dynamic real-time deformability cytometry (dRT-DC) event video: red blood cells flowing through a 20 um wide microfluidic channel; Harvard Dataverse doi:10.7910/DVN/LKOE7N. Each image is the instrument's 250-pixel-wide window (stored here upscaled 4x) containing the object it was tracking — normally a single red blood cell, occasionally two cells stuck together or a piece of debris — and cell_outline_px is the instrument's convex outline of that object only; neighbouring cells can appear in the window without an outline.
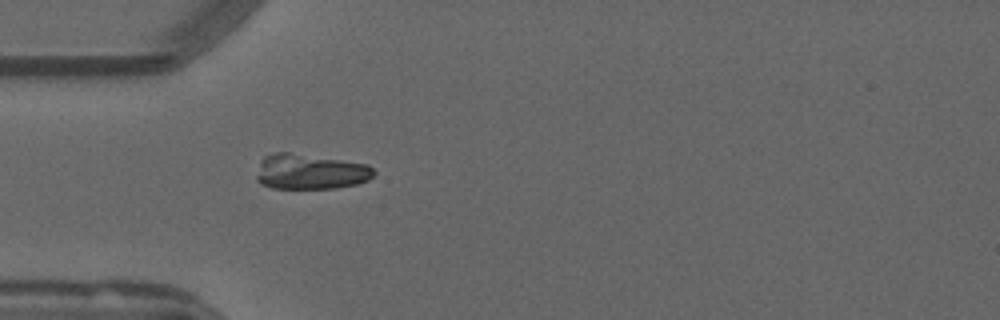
{"species": "common noctule bat (a hibernating species)", "species_latin": "Nyctalus noctula", "temperature_condition": "warm", "stored_images_in_passage": 17, "camera_frame_rate_fps": 3000, "um_per_image_px": 0.085, "animal": {"sex": "male", "forearm_length_mm": 52.5}, "frame": {"image": 1, "passage_image": 1, "time_ms": 0.0, "image_size_px": [1000, 320], "cell_outline_px": [[376, 172], [368, 180], [356, 184], [336, 188], [272, 188], [260, 184], [256, 180], [256, 176], [260, 164], [264, 156], [276, 152], [288, 152], [368, 164]], "centroid_in_image_um": [26.36, 14.6], "position_along_channel_um": 58.6, "area_um2": 24.04}}
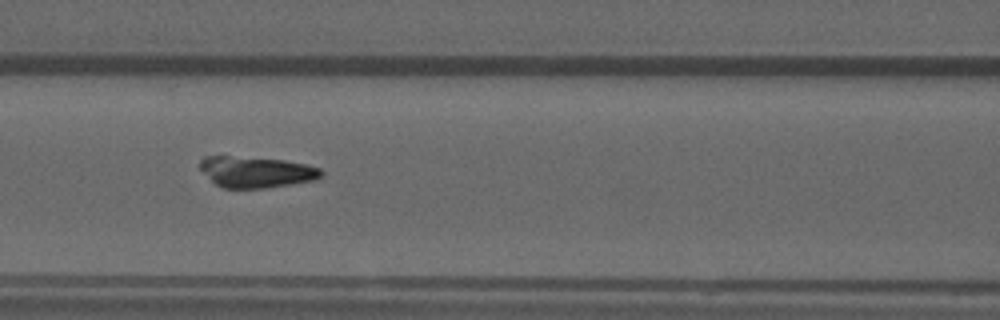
{"frame": {"image": 2, "passage_image": 8, "time_ms": 2.333, "image_size_px": [1000, 320], "cell_outline_px": [[324, 176], [316, 180], [292, 184], [264, 188], [220, 188], [200, 168], [200, 160], [204, 156], [228, 156], [284, 160], [304, 164], [320, 168], [324, 172]], "centroid_in_image_um": [21.81, 14.62], "position_along_channel_um": 144.8, "area_um2": 21.91}}
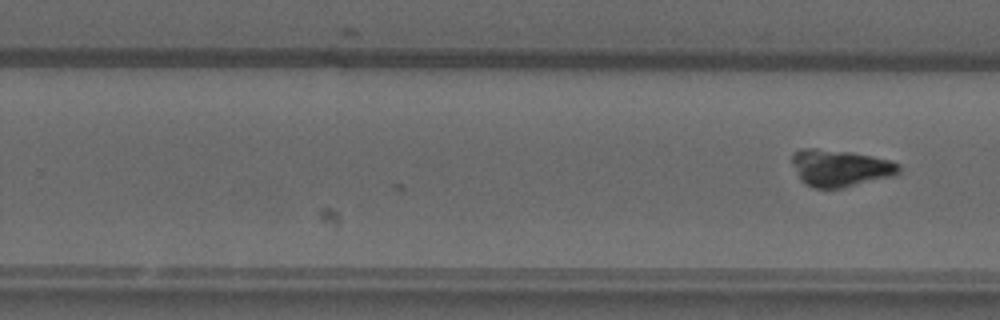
{"frame": {"image": 3, "passage_image": 17, "time_ms": 5.333, "image_size_px": [1000, 320], "cell_outline_px": [[900, 172], [896, 176], [840, 188], [816, 188], [804, 184], [792, 164], [792, 156], [796, 152], [804, 148], [816, 148], [852, 152], [872, 156], [888, 160], [900, 164]], "centroid_in_image_um": [71.44, 14.28], "position_along_channel_um": 258.4, "area_um2": 22.95}}